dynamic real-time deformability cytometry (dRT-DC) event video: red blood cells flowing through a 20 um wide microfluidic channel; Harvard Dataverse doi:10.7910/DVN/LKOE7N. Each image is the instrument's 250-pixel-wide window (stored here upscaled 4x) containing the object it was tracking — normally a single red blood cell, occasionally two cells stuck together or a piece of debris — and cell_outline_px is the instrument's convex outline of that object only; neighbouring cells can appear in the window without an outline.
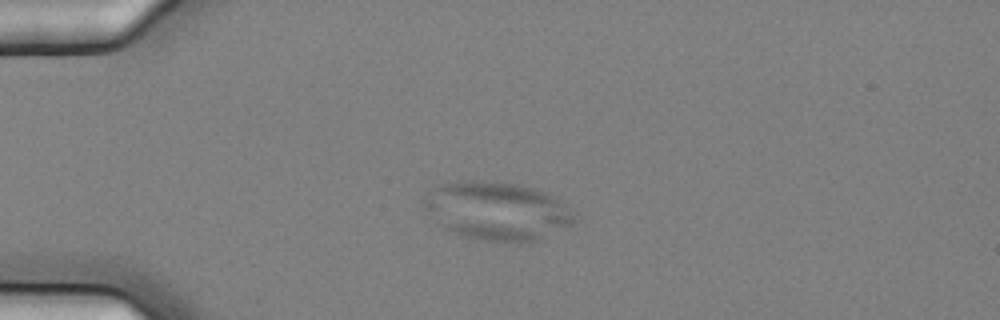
{"species": "common noctule bat (a hibernating species)", "species_latin": "Nyctalus noctula", "temperature_condition": "cold", "stored_images_in_passage": 5, "camera_frame_rate_fps": 3000, "um_per_image_px": 0.085, "animal": {"sex": "female", "body_mass_g": 25.1}, "frame": {"image": 1, "passage_image": 5, "time_ms": 1.333, "image_size_px": [1000, 320], "cell_outline_px": [[576, 220], [572, 224], [532, 240], [484, 240], [460, 236], [444, 228], [424, 208], [424, 196], [432, 188], [440, 184], [468, 180], [476, 180], [516, 184], [548, 192], [564, 204]], "centroid_in_image_um": [42.18, 17.89], "position_along_channel_um": 42.8, "area_um2": 49.88}}